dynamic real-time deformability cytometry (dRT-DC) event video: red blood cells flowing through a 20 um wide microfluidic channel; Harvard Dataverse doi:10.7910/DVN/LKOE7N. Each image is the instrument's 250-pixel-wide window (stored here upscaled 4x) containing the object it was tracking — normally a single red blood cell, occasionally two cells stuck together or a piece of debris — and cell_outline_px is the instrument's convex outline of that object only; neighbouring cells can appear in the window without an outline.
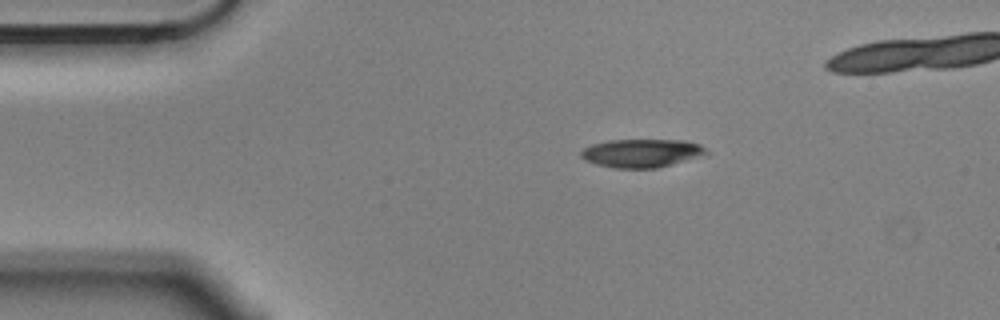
{"species": "Egyptian fruit bat (a non-hibernating species)", "species_latin": "Rousettus aegyptiacus", "temperature_condition": "cold", "stored_images_in_passage": 6, "camera_frame_rate_fps": 3000, "um_per_image_px": 0.085, "animal": {"sex": "male"}, "frame": {"image": 1, "passage_image": 1, "time_ms": 0.0, "image_size_px": [1000, 320], "cell_outline_px": [[708, 156], [656, 168], [612, 168], [596, 164], [584, 160], [580, 156], [580, 152], [584, 148], [592, 144], [608, 140], [684, 140], [700, 144], [708, 152]], "centroid_in_image_um": [54.58, 13.02], "position_along_channel_um": 30.4, "area_um2": 21.04}}
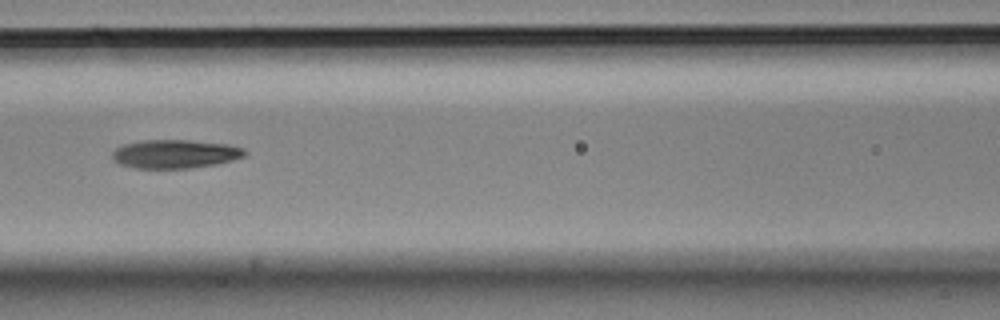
{"frame": {"image": 2, "passage_image": 4, "time_ms": 1.0, "image_size_px": [1000, 320], "cell_outline_px": [[248, 152], [244, 156], [232, 160], [216, 164], [192, 168], [136, 168], [120, 164], [112, 160], [112, 152], [116, 148], [124, 144], [144, 140], [188, 140], [228, 144], [244, 148]], "centroid_in_image_um": [14.89, 13.08], "position_along_channel_um": 151.7, "area_um2": 22.14}}
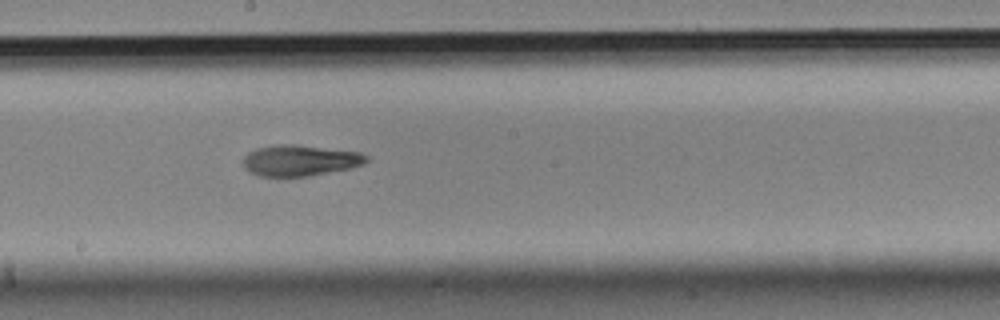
{"frame": {"image": 3, "passage_image": 6, "time_ms": 1.667, "image_size_px": [1000, 320], "cell_outline_px": [[368, 160], [364, 164], [352, 168], [308, 176], [260, 176], [244, 168], [244, 156], [248, 152], [256, 148], [284, 144], [296, 144], [360, 152], [368, 156]], "centroid_in_image_um": [25.53, 13.63], "position_along_channel_um": 222.7, "area_um2": 22.2}}